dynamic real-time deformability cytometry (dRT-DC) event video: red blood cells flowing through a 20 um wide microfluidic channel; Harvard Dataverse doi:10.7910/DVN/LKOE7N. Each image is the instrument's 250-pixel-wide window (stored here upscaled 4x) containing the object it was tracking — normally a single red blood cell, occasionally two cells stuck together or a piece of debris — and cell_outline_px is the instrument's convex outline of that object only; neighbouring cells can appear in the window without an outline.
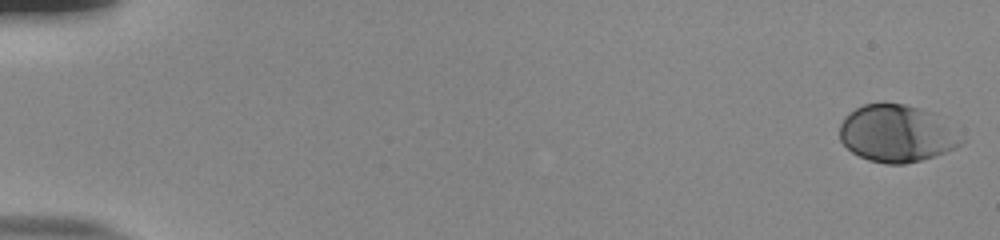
{"species": "human", "species_latin": "Homo sapiens", "temperature_condition": "room temperature", "stored_images_in_passage": 54, "camera_frame_rate_fps": 3000, "um_per_image_px": 0.085, "donor": {"sex": "male"}, "frame": {"image": 1, "passage_image": 1, "time_ms": 0.0, "image_size_px": [1000, 240], "cell_outline_px": [[968, 140], [956, 148], [920, 160], [904, 164], [888, 164], [868, 160], [852, 152], [840, 140], [840, 124], [844, 116], [848, 112], [864, 104], [904, 104], [936, 112]], "centroid_in_image_um": [76.28, 11.34], "position_along_channel_um": 8.7, "area_um2": 40.92}}
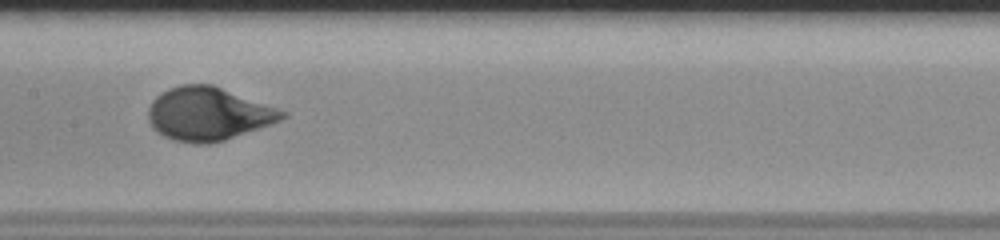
{"frame": {"image": 2, "passage_image": 29, "time_ms": 9.333, "image_size_px": [1000, 240], "cell_outline_px": [[288, 116], [280, 120], [224, 140], [208, 144], [192, 144], [172, 140], [164, 136], [148, 120], [148, 108], [152, 100], [156, 96], [168, 88], [180, 84], [212, 84], [288, 112]], "centroid_in_image_um": [17.68, 9.67], "position_along_channel_um": 189.7, "area_um2": 41.27}}
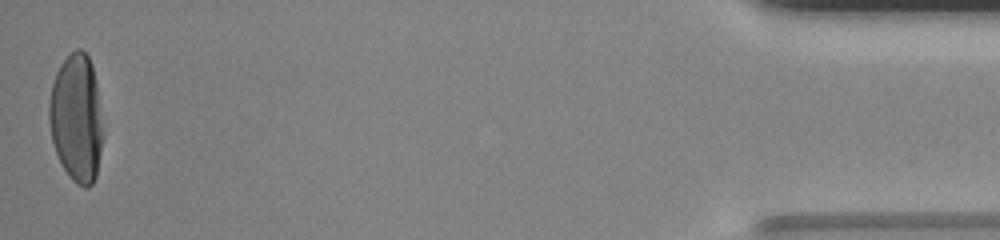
{"frame": {"image": 3, "passage_image": 54, "time_ms": 17.667, "image_size_px": [1000, 240], "cell_outline_px": [[100, 152], [96, 176], [92, 184], [88, 188], [84, 188], [76, 184], [72, 180], [64, 168], [56, 152], [52, 140], [48, 120], [48, 104], [52, 84], [56, 72], [60, 64], [76, 48], [80, 48], [88, 56], [92, 64], [96, 84], [100, 124]], "centroid_in_image_um": [6.45, 10.04], "position_along_channel_um": 428.7, "area_um2": 39.36}, "authors_computed_cell_mechanics": {"area_um2": 39.5641, "velocity_mm_per_s": 3.8382, "shape_relaxation_time_tau1_ms": 3.4126, "shape_relaxation_time_tau2_ms": null, "deformation_change_tau1": 0.1818, "deformation_change_tau2": null}}